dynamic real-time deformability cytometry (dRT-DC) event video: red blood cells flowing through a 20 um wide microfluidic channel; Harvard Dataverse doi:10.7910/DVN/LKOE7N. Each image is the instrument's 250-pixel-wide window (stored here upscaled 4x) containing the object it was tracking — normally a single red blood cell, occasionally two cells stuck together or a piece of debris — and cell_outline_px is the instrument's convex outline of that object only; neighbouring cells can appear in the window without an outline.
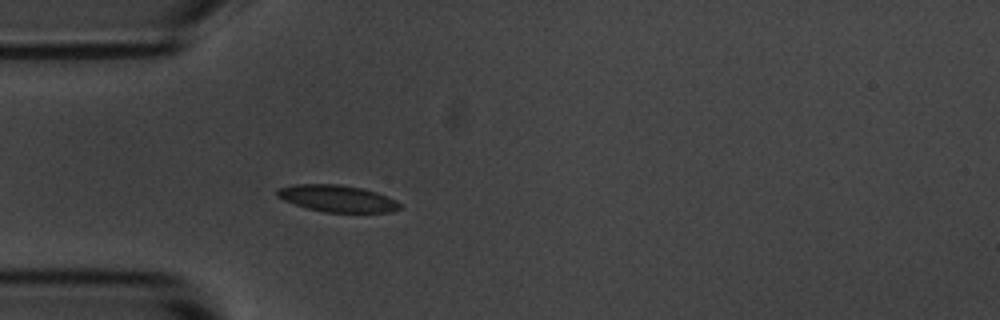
{"species": "common noctule bat (a hibernating species)", "species_latin": "Nyctalus noctula", "temperature_condition": "room temperature", "stored_images_in_passage": 3, "camera_frame_rate_fps": 3000, "um_per_image_px": 0.085, "animal": {"sex": "male", "body_mass_g": 20.1, "forearm_length_mm": 53.5}, "frame": {"image": 1, "passage_image": 3, "time_ms": 3.0, "image_size_px": [1000, 320], "cell_outline_px": [[400, 208], [392, 212], [324, 212], [308, 208], [284, 200], [276, 196], [276, 188], [292, 184], [340, 184], [360, 188], [376, 192], [396, 200], [400, 204]], "centroid_in_image_um": [28.63, 16.86], "position_along_channel_um": 56.4, "area_um2": 19.07}}